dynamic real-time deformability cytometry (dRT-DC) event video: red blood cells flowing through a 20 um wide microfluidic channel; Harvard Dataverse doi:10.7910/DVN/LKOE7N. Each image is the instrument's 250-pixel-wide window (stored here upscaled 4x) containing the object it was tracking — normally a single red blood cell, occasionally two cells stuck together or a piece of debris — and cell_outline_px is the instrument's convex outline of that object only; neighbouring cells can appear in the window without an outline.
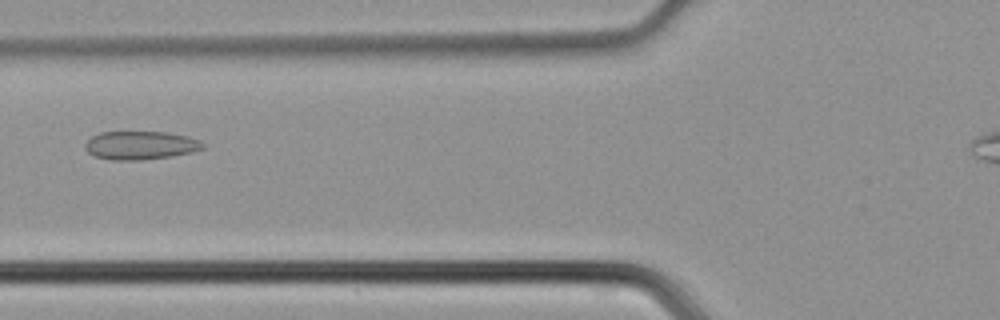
{"species": "common noctule bat (a hibernating species)", "species_latin": "Nyctalus noctula", "temperature_condition": "cold", "stored_images_in_passage": 31, "camera_frame_rate_fps": 3000, "um_per_image_px": 0.085, "animal": {"sex": "male", "body_mass_g": 21.5, "forearm_length_mm": 52.0}, "frame": {"image": 1, "passage_image": 7, "time_ms": 2.0, "image_size_px": [1000, 320], "cell_outline_px": [[204, 148], [192, 152], [172, 156], [140, 160], [112, 160], [92, 156], [84, 148], [84, 144], [92, 136], [100, 132], [168, 132], [188, 136], [200, 140], [204, 144]], "centroid_in_image_um": [11.93, 12.35], "position_along_channel_um": 113.9, "area_um2": 19.65}}
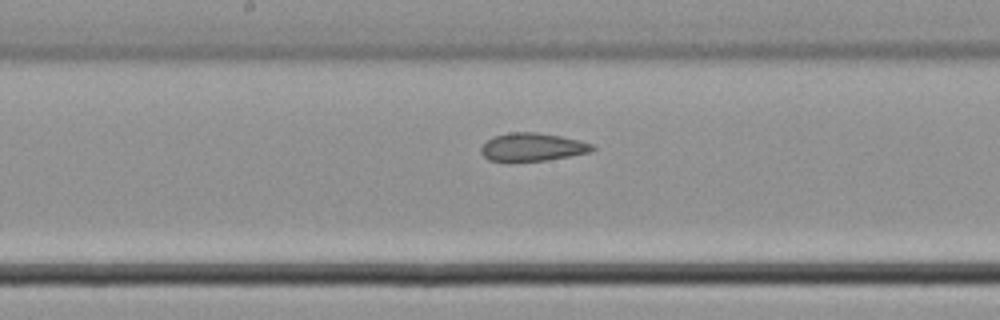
{"frame": {"image": 2, "passage_image": 13, "time_ms": 4.0, "image_size_px": [1000, 320], "cell_outline_px": [[596, 148], [592, 152], [548, 160], [508, 164], [488, 160], [480, 152], [480, 148], [492, 136], [512, 132], [536, 132], [560, 136], [580, 140], [592, 144]], "centroid_in_image_um": [45.22, 12.54], "position_along_channel_um": 203.0, "area_um2": 18.9}}
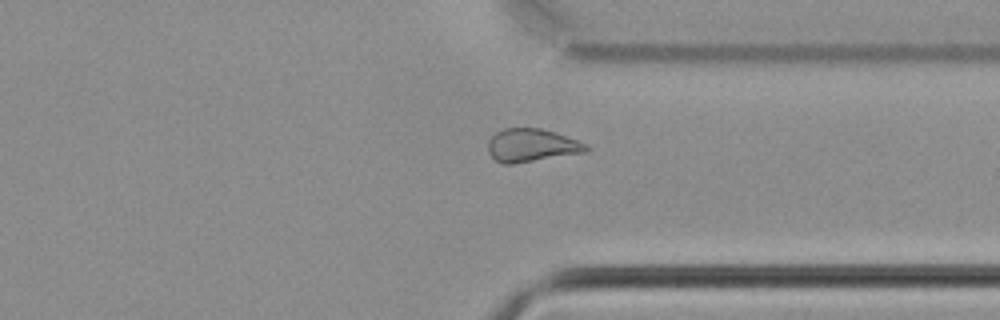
{"frame": {"image": 3, "passage_image": 24, "time_ms": 7.667, "image_size_px": [1000, 320], "cell_outline_px": [[588, 152], [512, 164], [504, 164], [496, 160], [488, 152], [488, 140], [496, 132], [504, 128], [540, 128], [556, 132], [588, 144]], "centroid_in_image_um": [45.2, 12.35], "position_along_channel_um": 366.2, "area_um2": 19.02}}